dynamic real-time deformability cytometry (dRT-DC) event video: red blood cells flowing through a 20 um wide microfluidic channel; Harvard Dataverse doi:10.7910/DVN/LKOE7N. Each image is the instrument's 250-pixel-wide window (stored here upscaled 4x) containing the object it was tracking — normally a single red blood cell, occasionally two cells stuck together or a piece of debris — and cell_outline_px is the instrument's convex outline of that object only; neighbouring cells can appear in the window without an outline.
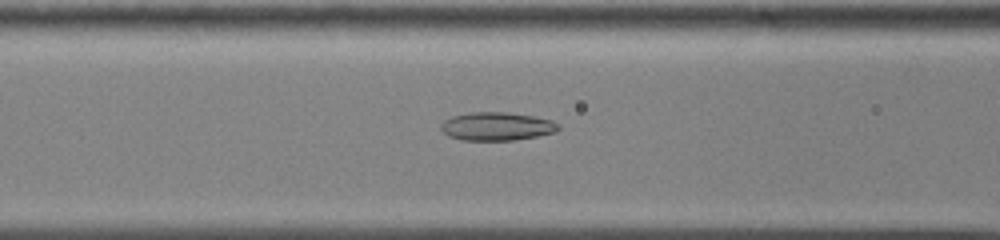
{"species": "common noctule bat (a hibernating species)", "species_latin": "Nyctalus noctula", "temperature_condition": "cold", "stored_images_in_passage": 58, "camera_frame_rate_fps": 3000, "um_per_image_px": 0.085, "animal": {"sex": "male", "body_mass_g": 13.0, "forearm_length_mm": 53.1}, "frame": {"image": 1, "passage_image": 26, "time_ms": 8.333, "image_size_px": [1000, 240], "cell_outline_px": [[560, 128], [556, 132], [536, 136], [512, 140], [460, 140], [448, 136], [440, 128], [440, 124], [444, 120], [452, 116], [468, 112], [508, 112], [532, 116], [552, 120], [560, 124]], "centroid_in_image_um": [42.21, 10.73], "position_along_channel_um": 124.4, "area_um2": 19.48}}
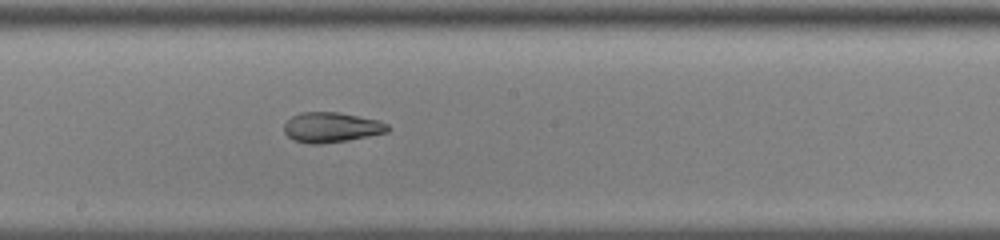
{"frame": {"image": 2, "passage_image": 34, "time_ms": 11.0, "image_size_px": [1000, 240], "cell_outline_px": [[392, 128], [388, 132], [348, 140], [320, 144], [308, 144], [292, 140], [284, 132], [284, 124], [292, 116], [300, 112], [340, 112], [380, 120], [388, 124]], "centroid_in_image_um": [28.19, 10.82], "position_along_channel_um": 220.0, "area_um2": 18.44}}
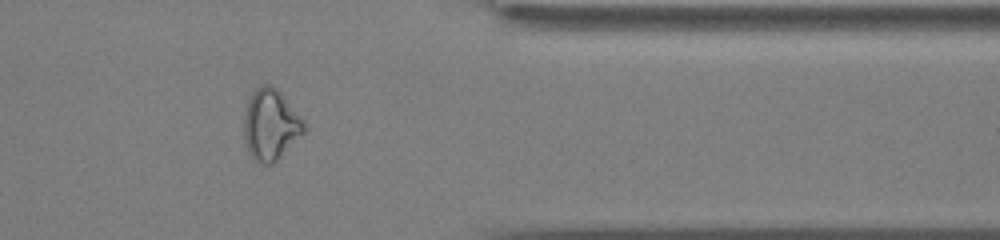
{"frame": {"image": 3, "passage_image": 49, "time_ms": 16.0, "image_size_px": [1000, 240], "cell_outline_px": [[304, 132], [272, 164], [264, 164], [256, 160], [248, 152], [244, 140], [244, 112], [248, 100], [252, 92], [260, 84], [268, 84], [276, 88], [280, 92], [304, 120]], "centroid_in_image_um": [22.97, 10.57], "position_along_channel_um": 388.4, "area_um2": 24.57}}